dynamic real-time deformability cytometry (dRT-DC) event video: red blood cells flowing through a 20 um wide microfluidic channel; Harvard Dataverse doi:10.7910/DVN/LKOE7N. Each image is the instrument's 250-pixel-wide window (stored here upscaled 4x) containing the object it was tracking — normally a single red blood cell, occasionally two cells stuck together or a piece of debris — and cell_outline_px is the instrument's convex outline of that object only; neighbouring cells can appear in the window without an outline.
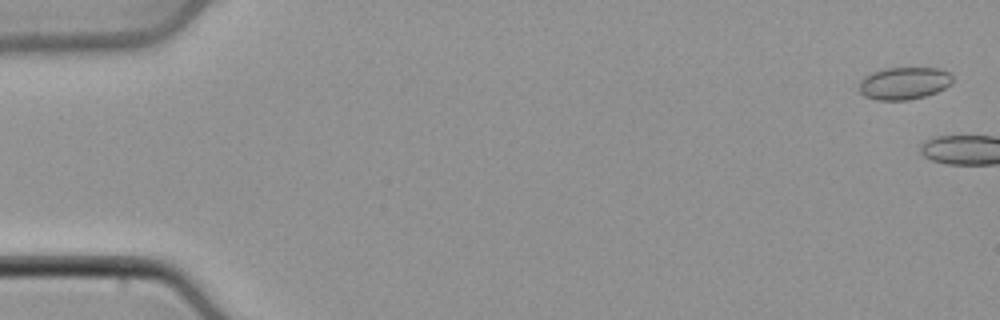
{"species": "common noctule bat (a hibernating species)", "species_latin": "Nyctalus noctula", "temperature_condition": "cold", "stored_images_in_passage": 5, "camera_frame_rate_fps": 3000, "um_per_image_px": 0.085, "animal": {"sex": "male", "body_mass_g": 21.5, "forearm_length_mm": 52.0}, "frame": {"image": 1, "passage_image": 2, "time_ms": 0.333, "image_size_px": [1000, 320], "cell_outline_px": [[952, 80], [944, 88], [936, 92], [924, 96], [908, 100], [876, 100], [864, 96], [860, 92], [860, 80], [864, 76], [872, 72], [884, 68], [936, 68], [948, 72], [952, 76]], "centroid_in_image_um": [76.8, 7.07], "position_along_channel_um": 8.2, "area_um2": 17.51}}